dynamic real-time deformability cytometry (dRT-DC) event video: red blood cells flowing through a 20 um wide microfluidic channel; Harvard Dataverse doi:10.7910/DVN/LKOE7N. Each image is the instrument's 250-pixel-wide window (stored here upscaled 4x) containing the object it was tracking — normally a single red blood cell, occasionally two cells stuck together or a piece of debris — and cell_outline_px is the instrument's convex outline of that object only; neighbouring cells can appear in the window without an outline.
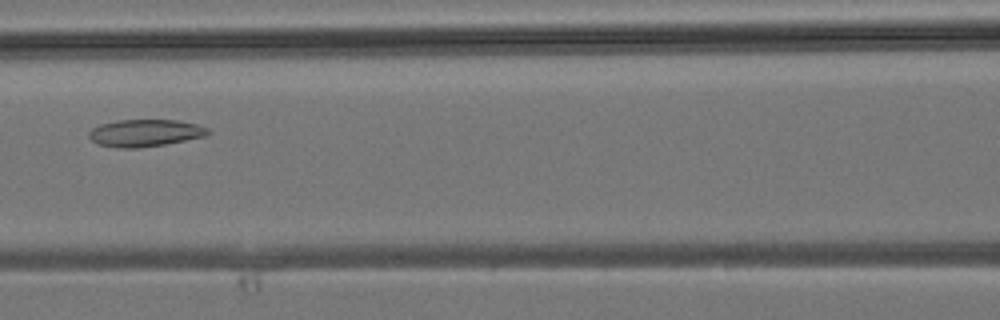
{"species": "common noctule bat (a hibernating species)", "species_latin": "Nyctalus noctula", "temperature_condition": "room temperature", "stored_images_in_passage": 10, "camera_frame_rate_fps": 3000, "um_per_image_px": 0.085, "animal": {"sex": "male", "body_mass_g": 19.2, "forearm_length_mm": 51.8}, "frame": {"image": 1, "passage_image": 6, "time_ms": 1.667, "image_size_px": [1000, 320], "cell_outline_px": [[212, 132], [204, 136], [164, 144], [136, 148], [120, 148], [96, 144], [88, 136], [88, 132], [92, 128], [100, 124], [116, 120], [180, 120], [196, 124], [208, 128]], "centroid_in_image_um": [12.3, 11.29], "position_along_channel_um": 154.3, "area_um2": 18.84}}
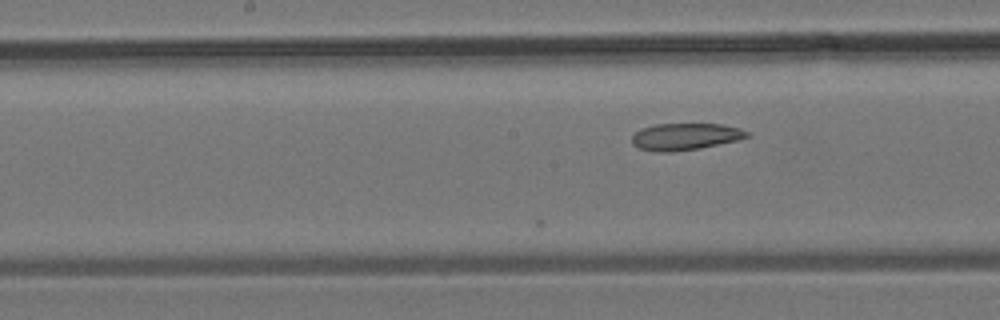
{"frame": {"image": 2, "passage_image": 8, "time_ms": 2.333, "image_size_px": [1000, 320], "cell_outline_px": [[748, 136], [736, 140], [700, 148], [672, 152], [656, 152], [640, 148], [632, 144], [632, 136], [640, 128], [656, 124], [720, 124], [740, 128], [748, 132]], "centroid_in_image_um": [58.2, 11.61], "position_along_channel_um": 190.0, "area_um2": 17.86}}
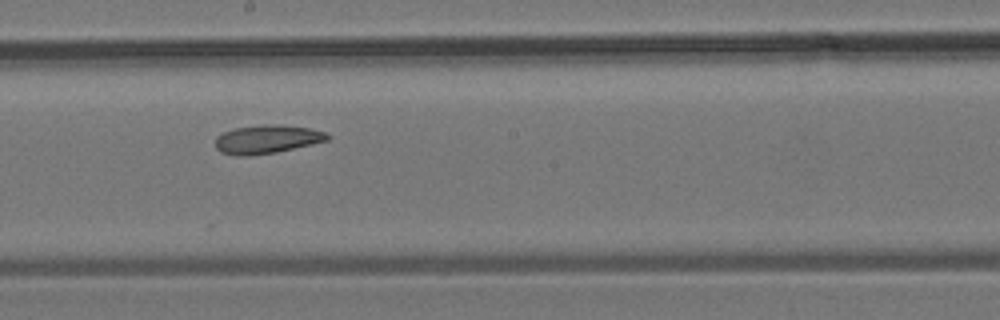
{"frame": {"image": 3, "passage_image": 10, "time_ms": 3.0, "image_size_px": [1000, 320], "cell_outline_px": [[332, 136], [328, 140], [312, 144], [276, 152], [248, 156], [240, 156], [220, 152], [216, 148], [216, 136], [224, 132], [236, 128], [264, 124], [276, 124], [308, 128], [324, 132]], "centroid_in_image_um": [22.69, 11.84], "position_along_channel_um": 225.5, "area_um2": 18.5}}